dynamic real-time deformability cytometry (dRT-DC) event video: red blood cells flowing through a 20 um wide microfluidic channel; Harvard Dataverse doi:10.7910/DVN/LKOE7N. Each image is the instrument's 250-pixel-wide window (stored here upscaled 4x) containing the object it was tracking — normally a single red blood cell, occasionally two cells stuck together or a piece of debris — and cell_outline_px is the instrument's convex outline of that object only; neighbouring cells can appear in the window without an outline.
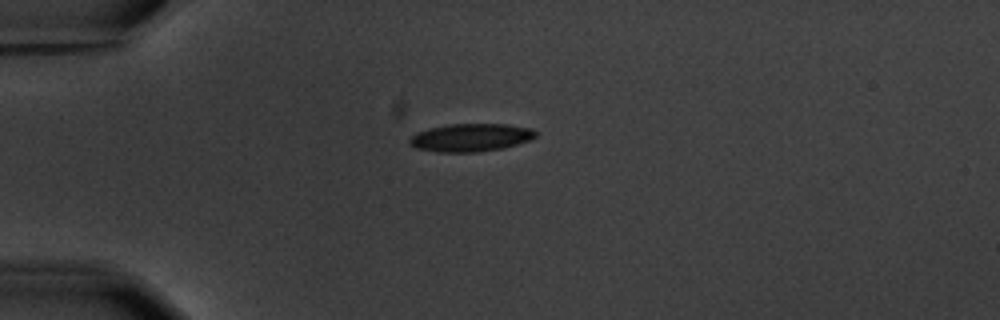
{"species": "common noctule bat (a hibernating species)", "species_latin": "Nyctalus noctula", "temperature_condition": "warm", "stored_images_in_passage": 1, "camera_frame_rate_fps": 3000, "um_per_image_px": 0.085, "animal": {"sex": "male", "body_mass_g": 20.1, "forearm_length_mm": 53.5}, "frame": {"image": 1, "passage_image": 1, "time_ms": 0.0, "image_size_px": [1000, 320], "cell_outline_px": [[536, 136], [528, 140], [504, 148], [476, 152], [436, 152], [416, 148], [408, 144], [408, 140], [416, 132], [428, 128], [448, 124], [508, 124], [532, 128], [536, 132]], "centroid_in_image_um": [39.97, 11.69], "position_along_channel_um": 45.0, "area_um2": 20.63}}